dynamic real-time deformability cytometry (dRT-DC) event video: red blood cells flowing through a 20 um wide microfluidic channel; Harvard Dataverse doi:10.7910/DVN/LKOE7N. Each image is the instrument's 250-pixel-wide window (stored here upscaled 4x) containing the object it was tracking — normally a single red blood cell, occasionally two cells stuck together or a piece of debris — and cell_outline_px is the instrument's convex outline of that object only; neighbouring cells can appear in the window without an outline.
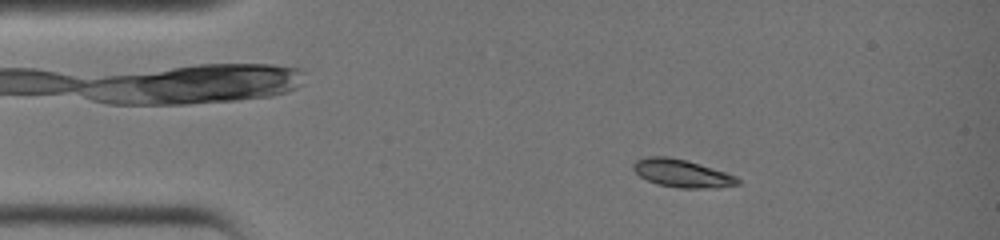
{"species": "common noctule bat (a hibernating species)", "species_latin": "Nyctalus noctula", "temperature_condition": "warm", "stored_images_in_passage": 38, "camera_frame_rate_fps": 3000, "um_per_image_px": 0.085, "animal": {"sex": "female", "body_mass_g": 19.0, "forearm_length_mm": 51.5}, "frame": {"image": 1, "passage_image": 7, "time_ms": 2.0, "image_size_px": [1000, 240], "cell_outline_px": [[740, 184], [720, 188], [680, 188], [656, 184], [640, 176], [632, 168], [632, 164], [636, 160], [648, 156], [668, 156], [688, 160], [736, 176], [740, 180]], "centroid_in_image_um": [57.97, 14.73], "position_along_channel_um": 27.0, "area_um2": 17.05}}
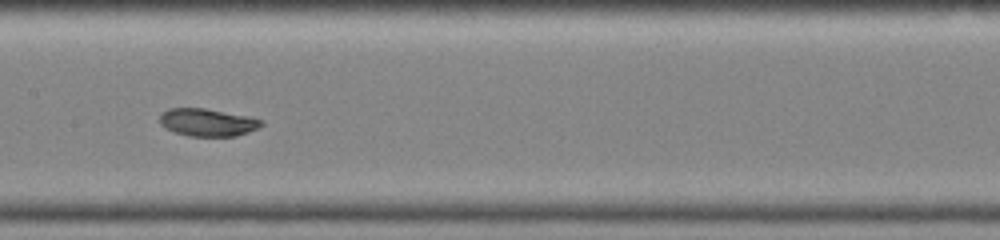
{"frame": {"image": 2, "passage_image": 20, "time_ms": 6.333, "image_size_px": [1000, 240], "cell_outline_px": [[264, 124], [248, 132], [236, 136], [188, 136], [164, 128], [160, 124], [160, 112], [168, 108], [204, 108], [252, 116], [264, 120]], "centroid_in_image_um": [17.65, 10.39], "position_along_channel_um": 189.8, "area_um2": 16.59}}
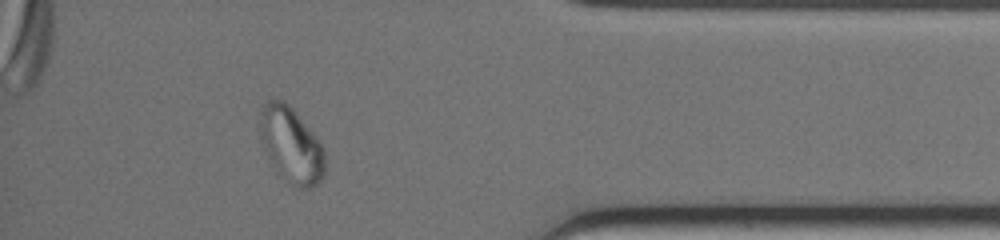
{"frame": {"image": 3, "passage_image": 34, "time_ms": 11.0, "image_size_px": [1000, 240], "cell_outline_px": [[324, 176], [312, 188], [292, 188], [276, 172], [268, 160], [260, 136], [260, 112], [264, 104], [268, 100], [284, 100], [292, 108], [320, 140], [324, 148]], "centroid_in_image_um": [24.75, 12.37], "position_along_channel_um": 410.5, "area_um2": 29.02}}